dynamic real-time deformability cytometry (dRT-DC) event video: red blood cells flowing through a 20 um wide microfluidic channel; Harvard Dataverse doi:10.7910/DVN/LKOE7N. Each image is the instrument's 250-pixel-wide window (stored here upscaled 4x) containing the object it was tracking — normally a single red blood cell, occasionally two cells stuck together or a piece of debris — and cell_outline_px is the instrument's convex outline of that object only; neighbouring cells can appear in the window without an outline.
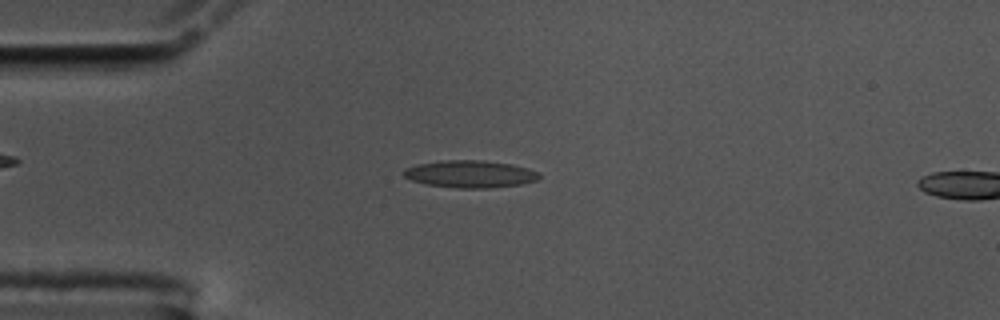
{"species": "common noctule bat (a hibernating species)", "species_latin": "Nyctalus noctula", "temperature_condition": "cold", "stored_images_in_passage": 15, "camera_frame_rate_fps": 3000, "um_per_image_px": 0.085, "animal": {"sex": "male", "body_mass_g": 17.5, "forearm_length_mm": 52.3}, "frame": {"image": 1, "passage_image": 13, "time_ms": 4.0, "image_size_px": [1000, 320], "cell_outline_px": [[540, 176], [536, 180], [520, 184], [488, 188], [456, 188], [424, 184], [412, 180], [404, 176], [400, 172], [404, 168], [416, 164], [444, 160], [484, 160], [512, 164], [528, 168], [540, 172]], "centroid_in_image_um": [39.92, 14.78], "position_along_channel_um": 45.1, "area_um2": 21.73}}